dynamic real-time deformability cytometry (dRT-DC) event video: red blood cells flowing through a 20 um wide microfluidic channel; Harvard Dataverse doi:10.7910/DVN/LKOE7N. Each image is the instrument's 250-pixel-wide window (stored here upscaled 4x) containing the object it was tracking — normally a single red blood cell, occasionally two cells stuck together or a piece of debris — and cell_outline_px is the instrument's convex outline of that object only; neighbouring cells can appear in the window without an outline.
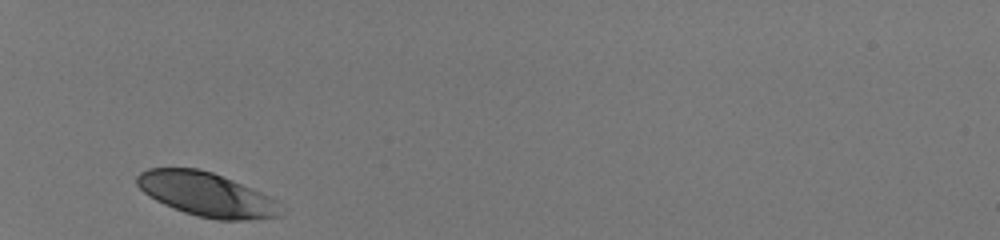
{"species": "human", "species_latin": "Homo sapiens", "temperature_condition": "room temperature", "stored_images_in_passage": 28, "camera_frame_rate_fps": 3000, "um_per_image_px": 0.085, "donor": {"sex": "male"}, "frame": {"image": 1, "passage_image": 1, "time_ms": 0.0, "image_size_px": [1000, 240], "cell_outline_px": [[280, 216], [244, 220], [216, 220], [184, 212], [164, 204], [148, 196], [136, 184], [136, 176], [140, 172], [148, 168], [200, 168], [212, 172], [252, 188], [268, 196], [272, 200]], "centroid_in_image_um": [17.44, 16.5], "position_along_channel_um": 67.6, "area_um2": 36.13}}
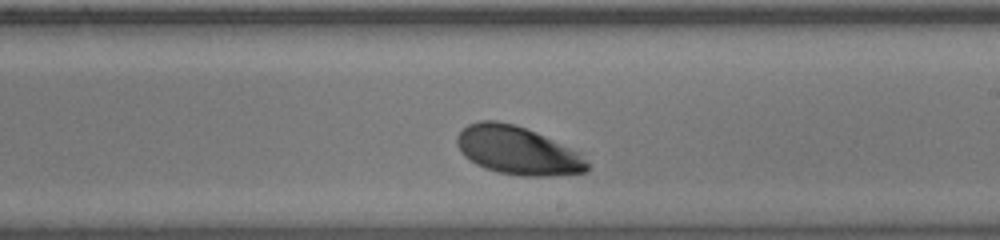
{"frame": {"image": 2, "passage_image": 16, "time_ms": 5.0, "image_size_px": [1000, 240], "cell_outline_px": [[592, 164], [588, 172], [552, 176], [520, 176], [496, 172], [484, 168], [476, 164], [464, 156], [460, 152], [456, 144], [456, 136], [468, 124], [480, 120], [496, 120], [512, 124], [536, 132], [580, 152]], "centroid_in_image_um": [44.02, 12.81], "position_along_channel_um": 245.0, "area_um2": 37.05}}
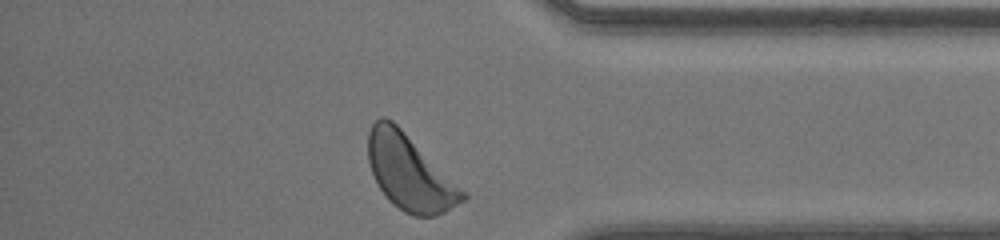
{"frame": {"image": 3, "passage_image": 28, "time_ms": 9.0, "image_size_px": [1000, 240], "cell_outline_px": [[468, 196], [464, 200], [444, 212], [436, 216], [412, 216], [404, 212], [392, 204], [388, 200], [380, 188], [372, 172], [368, 160], [368, 132], [372, 124], [380, 116], [384, 116], [392, 120], [468, 192]], "centroid_in_image_um": [34.84, 14.67], "position_along_channel_um": 400.4, "area_um2": 41.5}, "authors_computed_cell_mechanics": {"area_um2": 37.859, "velocity_mm_per_s": 4.007, "shape_relaxation_time_tau1_ms": 1.2774, "shape_relaxation_time_tau2_ms": null, "deformation_change_tau1": 0.1091, "deformation_change_tau2": null}}